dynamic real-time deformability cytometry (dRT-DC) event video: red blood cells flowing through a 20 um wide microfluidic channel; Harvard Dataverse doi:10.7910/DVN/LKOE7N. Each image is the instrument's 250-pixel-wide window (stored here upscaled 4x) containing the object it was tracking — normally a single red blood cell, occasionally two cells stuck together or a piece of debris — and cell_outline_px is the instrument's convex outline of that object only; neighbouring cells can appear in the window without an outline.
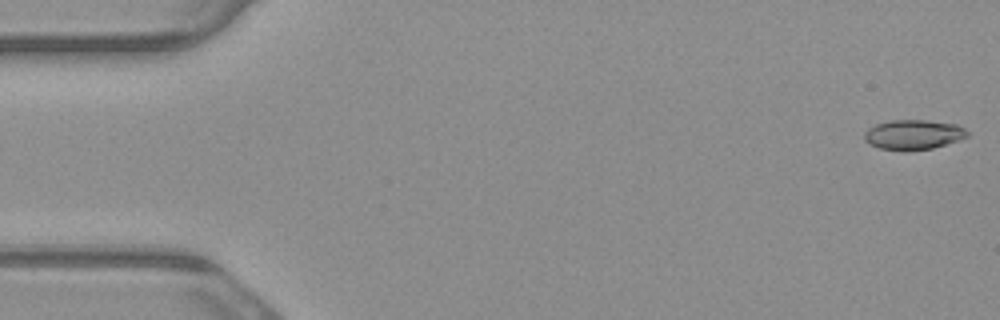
{"species": "common noctule bat (a hibernating species)", "species_latin": "Nyctalus noctula", "temperature_condition": "warm", "stored_images_in_passage": 4, "camera_frame_rate_fps": 3000, "um_per_image_px": 0.085, "animal": {"sex": "male", "body_mass_g": 23.1, "forearm_length_mm": 52.7}, "frame": {"image": 1, "passage_image": 1, "time_ms": 0.0, "image_size_px": [1000, 320], "cell_outline_px": [[968, 136], [932, 148], [904, 152], [880, 148], [864, 140], [864, 132], [868, 128], [876, 124], [892, 120], [924, 120], [956, 124], [964, 128], [968, 132]], "centroid_in_image_um": [77.6, 11.45], "position_along_channel_um": 7.4, "area_um2": 17.8}}
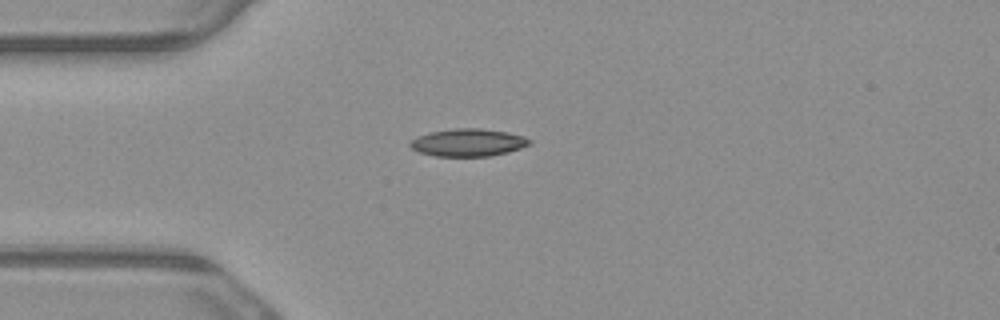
{"frame": {"image": 2, "passage_image": 4, "time_ms": 1.0, "image_size_px": [1000, 320], "cell_outline_px": [[532, 144], [508, 152], [492, 156], [436, 156], [420, 152], [412, 148], [408, 144], [416, 136], [428, 132], [456, 128], [480, 128], [508, 132], [524, 136], [532, 140]], "centroid_in_image_um": [39.81, 12.11], "position_along_channel_um": 45.2, "area_um2": 19.31}}